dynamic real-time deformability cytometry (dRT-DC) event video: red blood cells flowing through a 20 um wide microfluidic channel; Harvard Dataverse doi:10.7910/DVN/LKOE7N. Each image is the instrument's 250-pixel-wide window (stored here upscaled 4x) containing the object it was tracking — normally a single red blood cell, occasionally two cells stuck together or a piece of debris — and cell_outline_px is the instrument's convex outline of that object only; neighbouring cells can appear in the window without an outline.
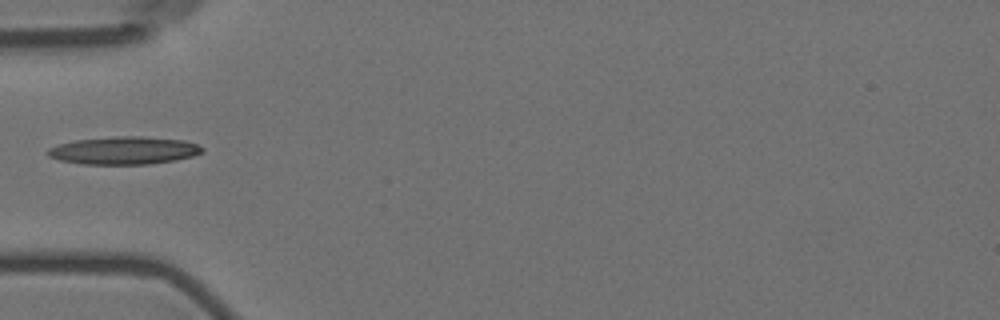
{"species": "Egyptian fruit bat (a non-hibernating species)", "species_latin": "Rousettus aegyptiacus", "temperature_condition": "room temperature", "stored_images_in_passage": 1, "camera_frame_rate_fps": 3000, "um_per_image_px": 0.085, "animal": {"sex": "female"}, "frame": {"image": 1, "passage_image": 1, "time_ms": 0.0, "image_size_px": [1000, 320], "cell_outline_px": [[204, 152], [192, 156], [176, 160], [148, 164], [80, 164], [60, 160], [48, 156], [44, 152], [48, 148], [56, 144], [76, 140], [116, 136], [140, 136], [184, 140], [196, 144], [204, 148]], "centroid_in_image_um": [10.5, 12.79], "position_along_channel_um": 74.5, "area_um2": 25.14}}